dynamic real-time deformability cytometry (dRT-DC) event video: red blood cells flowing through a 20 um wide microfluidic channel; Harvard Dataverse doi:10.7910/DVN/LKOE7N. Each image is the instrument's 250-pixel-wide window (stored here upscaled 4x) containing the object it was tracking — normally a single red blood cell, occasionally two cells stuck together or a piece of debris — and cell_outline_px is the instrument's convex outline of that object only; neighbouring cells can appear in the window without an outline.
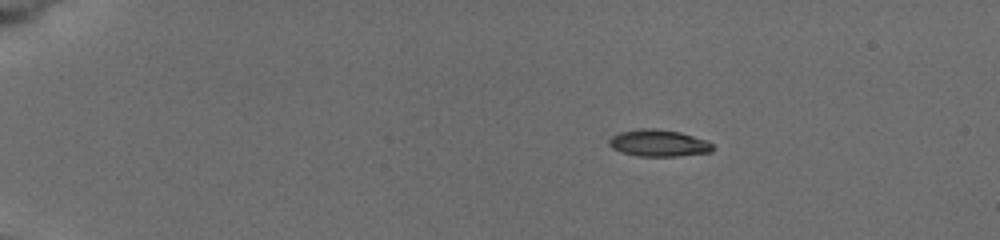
{"species": "common noctule bat (a hibernating species)", "species_latin": "Nyctalus noctula", "temperature_condition": "cold", "stored_images_in_passage": 5, "camera_frame_rate_fps": 3000, "um_per_image_px": 0.085, "animal": {"sex": "female", "body_mass_g": 19.5, "forearm_length_mm": 54.1}, "frame": {"image": 1, "passage_image": 3, "time_ms": 2.333, "image_size_px": [1000, 240], "cell_outline_px": [[712, 152], [676, 156], [636, 156], [620, 152], [612, 148], [608, 144], [608, 140], [612, 136], [620, 132], [640, 128], [652, 128], [680, 132], [708, 140], [712, 144]], "centroid_in_image_um": [55.96, 12.16], "position_along_channel_um": 29.0, "area_um2": 16.3}}